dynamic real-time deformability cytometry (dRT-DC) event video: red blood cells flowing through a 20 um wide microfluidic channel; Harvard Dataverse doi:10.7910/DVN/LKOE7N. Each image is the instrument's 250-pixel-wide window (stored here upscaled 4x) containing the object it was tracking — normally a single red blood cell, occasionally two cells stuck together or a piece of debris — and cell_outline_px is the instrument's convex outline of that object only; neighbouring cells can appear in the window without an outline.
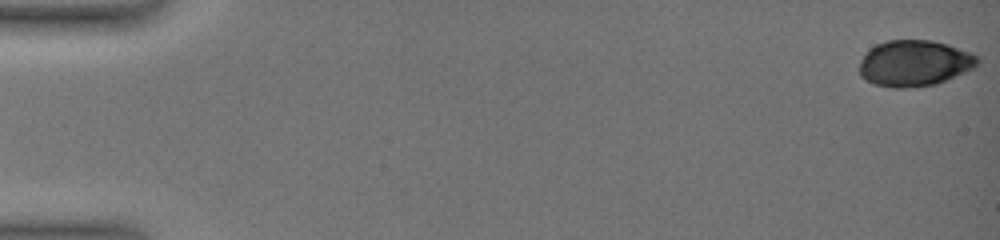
{"species": "common noctule bat (a hibernating species)", "species_latin": "Nyctalus noctula", "temperature_condition": "warm", "stored_images_in_passage": 14, "camera_frame_rate_fps": 3000, "um_per_image_px": 0.085, "animal": {"sex": "female", "body_mass_g": 19.0, "forearm_length_mm": 51.5}, "frame": {"image": 1, "passage_image": 1, "time_ms": 0.0, "image_size_px": [1000, 240], "cell_outline_px": [[980, 60], [972, 68], [964, 72], [936, 84], [904, 88], [892, 88], [872, 84], [864, 80], [860, 76], [860, 60], [876, 44], [888, 40], [932, 40], [948, 44], [972, 52]], "centroid_in_image_um": [77.71, 5.38], "position_along_channel_um": 7.3, "area_um2": 31.67}}
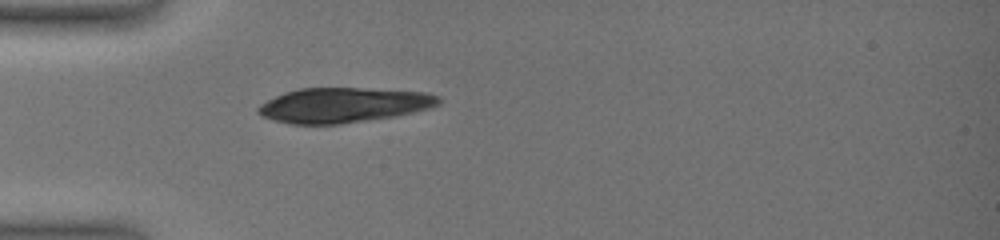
{"frame": {"image": 2, "passage_image": 10, "time_ms": 6.0, "image_size_px": [1000, 240], "cell_outline_px": [[440, 104], [432, 108], [396, 116], [340, 124], [288, 124], [272, 120], [260, 116], [256, 112], [256, 108], [260, 104], [284, 92], [300, 88], [360, 88], [428, 92], [440, 96]], "centroid_in_image_um": [29.19, 8.94], "position_along_channel_um": 55.8, "area_um2": 37.05}}